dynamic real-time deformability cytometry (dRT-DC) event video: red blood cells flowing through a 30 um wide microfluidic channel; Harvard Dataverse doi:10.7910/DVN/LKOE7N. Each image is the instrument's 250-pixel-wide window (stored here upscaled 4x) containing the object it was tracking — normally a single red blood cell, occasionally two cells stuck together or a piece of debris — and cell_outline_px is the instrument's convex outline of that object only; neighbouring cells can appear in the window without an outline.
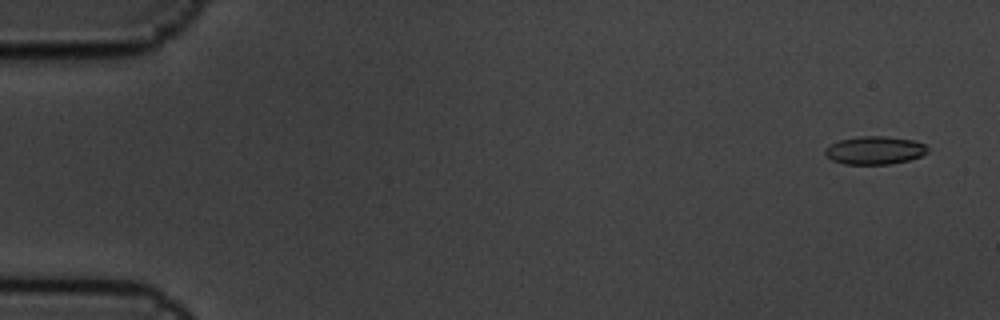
{"species": "common noctule bat (a hibernating species)", "species_latin": "Nyctalus noctula", "temperature_condition": "cold", "stored_images_in_passage": 6, "camera_frame_rate_fps": 3000, "um_per_image_px": 0.085, "animal": {"sex": "male", "body_mass_g": 19.5, "forearm_length_mm": 54.6}, "frame": {"image": 1, "passage_image": 1, "time_ms": 0.0, "image_size_px": [1000, 320], "cell_outline_px": [[928, 152], [920, 156], [908, 160], [888, 164], [844, 164], [832, 160], [824, 152], [824, 148], [840, 140], [860, 136], [884, 136], [912, 140], [924, 144], [928, 148]], "centroid_in_image_um": [74.34, 12.77], "position_along_channel_um": 10.7, "area_um2": 16.59}}